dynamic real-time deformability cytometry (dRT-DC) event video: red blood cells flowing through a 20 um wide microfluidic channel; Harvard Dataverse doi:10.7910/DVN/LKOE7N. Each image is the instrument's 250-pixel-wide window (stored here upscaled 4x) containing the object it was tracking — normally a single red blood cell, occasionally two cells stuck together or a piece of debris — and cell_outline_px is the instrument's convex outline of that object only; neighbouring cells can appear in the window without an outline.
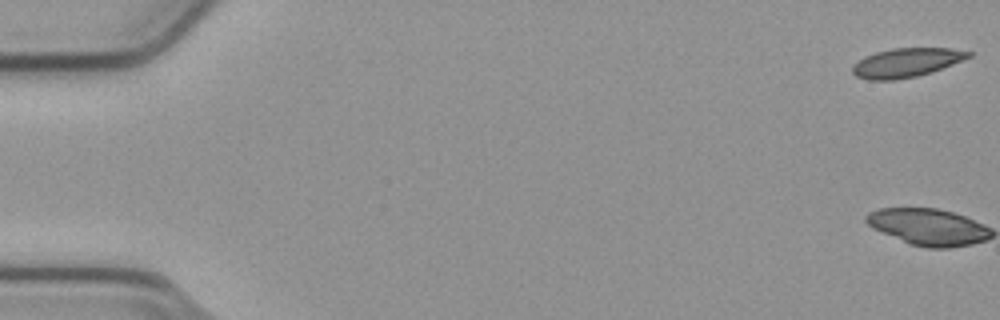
{"species": "common noctule bat (a hibernating species)", "species_latin": "Nyctalus noctula", "temperature_condition": "cold", "stored_images_in_passage": 16, "camera_frame_rate_fps": 3000, "um_per_image_px": 0.085, "animal": {"sex": "male", "body_mass_g": 23.1, "forearm_length_mm": 52.7}, "frame": {"image": 1, "passage_image": 1, "time_ms": 0.0, "image_size_px": [1000, 320], "cell_outline_px": [[972, 56], [932, 72], [916, 76], [892, 80], [868, 80], [856, 76], [852, 72], [852, 68], [864, 56], [876, 52], [892, 48], [952, 48], [972, 52]], "centroid_in_image_um": [77.05, 5.32], "position_along_channel_um": 8.0, "area_um2": 19.48}}